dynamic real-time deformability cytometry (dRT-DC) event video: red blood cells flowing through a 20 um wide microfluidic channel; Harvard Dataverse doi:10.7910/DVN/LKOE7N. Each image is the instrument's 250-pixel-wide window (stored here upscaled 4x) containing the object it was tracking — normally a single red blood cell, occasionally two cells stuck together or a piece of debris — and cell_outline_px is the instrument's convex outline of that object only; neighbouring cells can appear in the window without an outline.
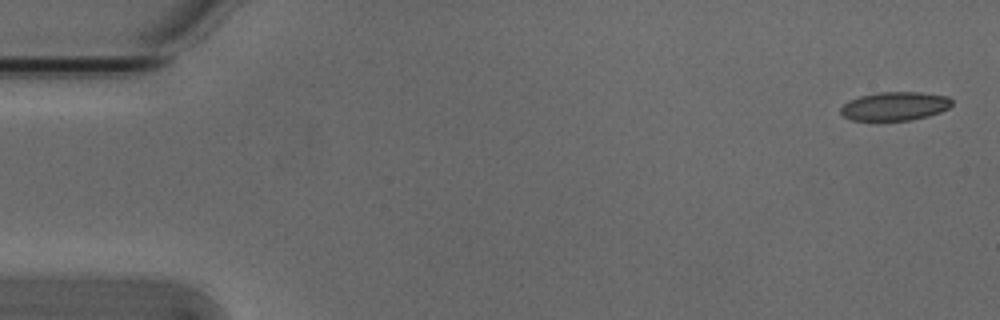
{"species": "Egyptian fruit bat (a non-hibernating species)", "species_latin": "Rousettus aegyptiacus", "temperature_condition": "cold", "stored_images_in_passage": 5, "camera_frame_rate_fps": 3000, "um_per_image_px": 0.085, "animal": {"sex": "male"}, "frame": {"image": 1, "passage_image": 1, "time_ms": 0.0, "image_size_px": [1000, 320], "cell_outline_px": [[952, 104], [948, 108], [940, 112], [928, 116], [912, 120], [852, 120], [844, 116], [840, 112], [840, 108], [848, 100], [860, 96], [880, 92], [920, 92], [948, 96], [952, 100]], "centroid_in_image_um": [76.07, 9.02], "position_along_channel_um": 8.9, "area_um2": 18.55}}
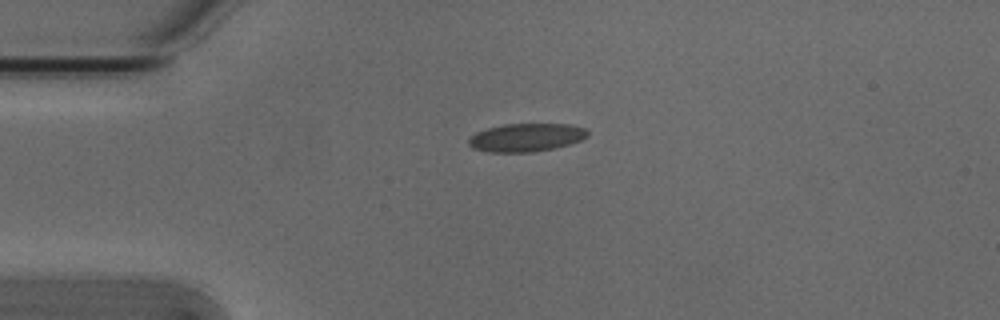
{"frame": {"image": 2, "passage_image": 4, "time_ms": 1.0, "image_size_px": [1000, 320], "cell_outline_px": [[588, 136], [580, 140], [568, 144], [552, 148], [532, 152], [488, 152], [472, 148], [468, 144], [468, 140], [476, 132], [488, 128], [504, 124], [572, 124], [584, 128], [588, 132]], "centroid_in_image_um": [44.71, 11.68], "position_along_channel_um": 40.3, "area_um2": 19.42}}